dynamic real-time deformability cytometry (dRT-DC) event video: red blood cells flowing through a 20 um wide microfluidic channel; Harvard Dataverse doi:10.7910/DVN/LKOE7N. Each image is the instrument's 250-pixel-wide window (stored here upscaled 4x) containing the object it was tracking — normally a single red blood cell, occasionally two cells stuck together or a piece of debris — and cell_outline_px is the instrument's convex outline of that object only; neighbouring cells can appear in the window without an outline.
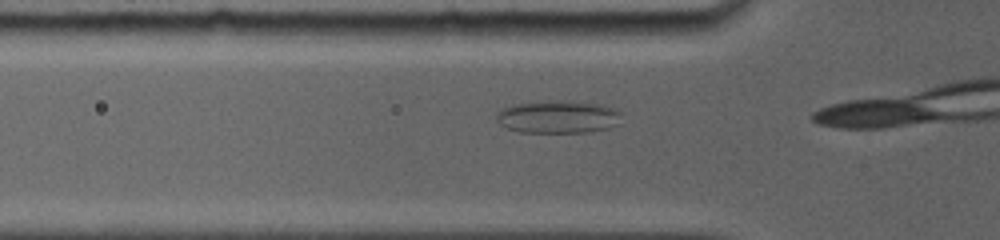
{"species": "common noctule bat (a hibernating species)", "species_latin": "Nyctalus noctula", "temperature_condition": "room temperature", "stored_images_in_passage": 8, "camera_frame_rate_fps": 5000, "um_per_image_px": 0.085, "animal": {"sex": "female", "body_mass_g": 19.0, "forearm_length_mm": 56.7}, "frame": {"image": 1, "passage_image": 6, "time_ms": 1.0, "image_size_px": [1000, 240], "cell_outline_px": [[620, 124], [608, 128], [592, 132], [520, 132], [508, 128], [500, 124], [496, 120], [496, 112], [500, 108], [512, 104], [548, 100], [564, 100], [596, 104], [616, 108], [620, 112]], "centroid_in_image_um": [47.41, 9.92], "position_along_channel_um": 78.4, "area_um2": 24.16}}